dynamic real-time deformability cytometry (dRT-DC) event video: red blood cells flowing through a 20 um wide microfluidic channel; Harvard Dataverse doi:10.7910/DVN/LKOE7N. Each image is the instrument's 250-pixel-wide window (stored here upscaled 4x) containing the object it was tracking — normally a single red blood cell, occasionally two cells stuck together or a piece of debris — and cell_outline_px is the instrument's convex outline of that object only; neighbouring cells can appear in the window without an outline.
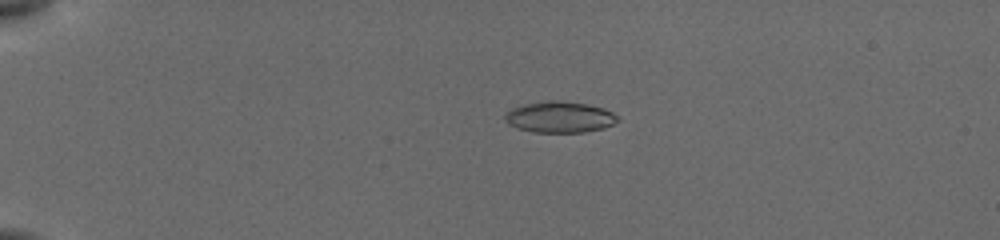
{"species": "common noctule bat (a hibernating species)", "species_latin": "Nyctalus noctula", "temperature_condition": "cold", "stored_images_in_passage": 28, "camera_frame_rate_fps": 3000, "um_per_image_px": 0.085, "animal": {"sex": "female", "body_mass_g": 19.5, "forearm_length_mm": 54.1}, "frame": {"image": 1, "passage_image": 2, "time_ms": 0.333, "image_size_px": [1000, 240], "cell_outline_px": [[620, 120], [604, 128], [584, 132], [532, 132], [516, 128], [508, 124], [504, 120], [504, 116], [512, 108], [524, 104], [548, 100], [556, 100], [584, 104], [604, 108], [620, 116]], "centroid_in_image_um": [47.57, 9.96], "position_along_channel_um": 37.4, "area_um2": 20.52}}
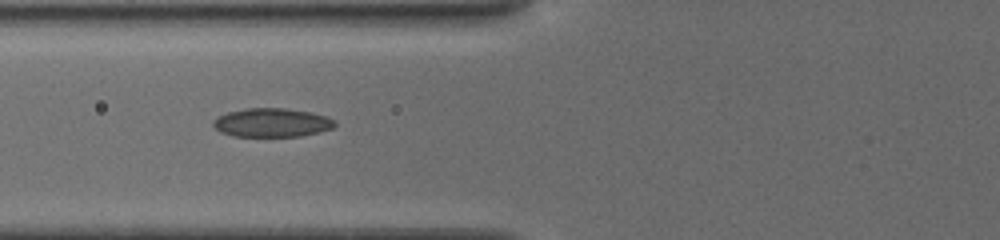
{"frame": {"image": 2, "passage_image": 15, "time_ms": 3.667, "image_size_px": [1000, 240], "cell_outline_px": [[336, 124], [332, 128], [320, 132], [300, 136], [232, 136], [220, 132], [212, 124], [212, 120], [228, 112], [244, 108], [284, 108], [312, 112], [328, 116], [336, 120]], "centroid_in_image_um": [23.13, 10.42], "position_along_channel_um": 102.7, "area_um2": 20.52}}
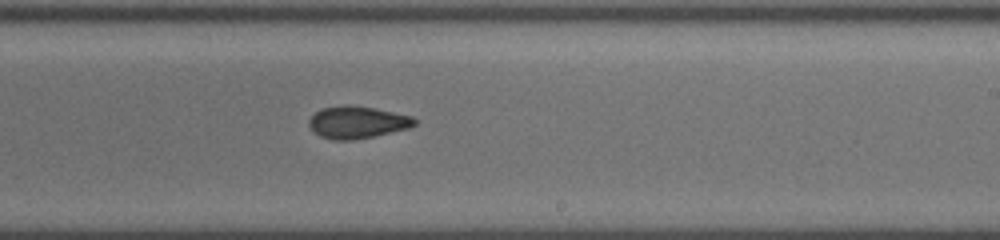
{"frame": {"image": 3, "passage_image": 28, "time_ms": 7.667, "image_size_px": [1000, 240], "cell_outline_px": [[420, 120], [416, 124], [408, 128], [372, 136], [352, 140], [332, 140], [320, 136], [308, 124], [308, 120], [316, 112], [324, 108], [344, 104], [348, 104], [372, 108], [412, 116]], "centroid_in_image_um": [30.38, 10.39], "position_along_channel_um": 258.6, "area_um2": 19.59}}